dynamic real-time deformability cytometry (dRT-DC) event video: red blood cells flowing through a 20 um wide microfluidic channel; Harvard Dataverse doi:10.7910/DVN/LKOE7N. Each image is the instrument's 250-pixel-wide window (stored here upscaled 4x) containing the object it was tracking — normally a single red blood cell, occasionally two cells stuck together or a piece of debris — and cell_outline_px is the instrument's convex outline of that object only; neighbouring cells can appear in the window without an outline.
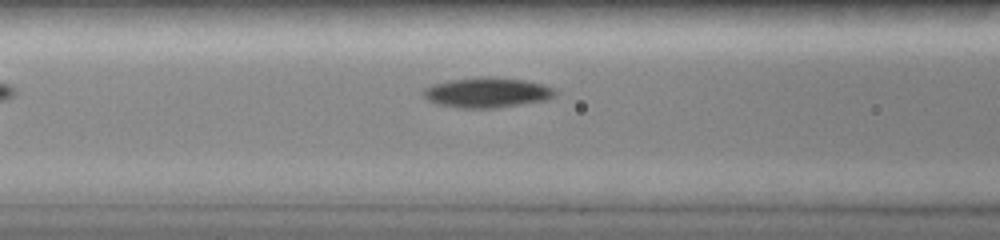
{"species": "common noctule bat (a hibernating species)", "species_latin": "Nyctalus noctula", "temperature_condition": "room temperature", "stored_images_in_passage": 7, "segment_of_instrument_passage": [2, 2], "camera_frame_rate_fps": 3000, "um_per_image_px": 0.085, "animal": {"sex": "female", "body_mass_g": 19.0, "forearm_length_mm": 51.5}, "frame": {"image": 1, "passage_image": 7, "time_ms": 5.333, "image_size_px": [1000, 240], "cell_outline_px": [[556, 92], [548, 100], [496, 108], [460, 108], [436, 104], [428, 100], [420, 92], [424, 88], [432, 84], [452, 80], [480, 76], [496, 76], [524, 80], [544, 84], [552, 88]], "centroid_in_image_um": [41.37, 7.86], "position_along_channel_um": 125.2, "area_um2": 23.35}}